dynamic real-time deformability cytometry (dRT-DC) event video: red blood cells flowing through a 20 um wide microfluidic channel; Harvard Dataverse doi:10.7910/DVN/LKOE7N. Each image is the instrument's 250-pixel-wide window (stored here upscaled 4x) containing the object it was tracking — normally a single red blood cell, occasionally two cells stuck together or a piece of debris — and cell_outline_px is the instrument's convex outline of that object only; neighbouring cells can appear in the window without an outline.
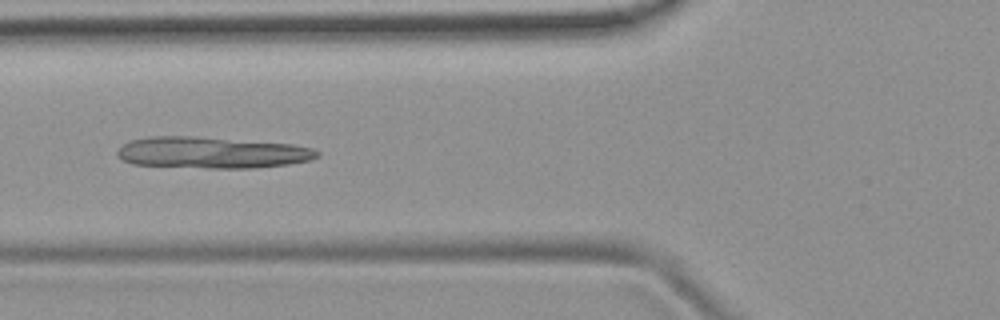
{"species": "common noctule bat (a hibernating species)", "species_latin": "Nyctalus noctula", "temperature_condition": "room temperature", "stored_images_in_passage": 51, "camera_frame_rate_fps": 3000, "um_per_image_px": 0.085, "animal": {"sex": "female", "body_mass_g": 19.9}, "frame": {"image": 1, "passage_image": 19, "time_ms": 6.0, "image_size_px": [1000, 320], "cell_outline_px": [[320, 156], [312, 160], [288, 164], [252, 168], [204, 168], [132, 164], [116, 156], [116, 152], [128, 140], [148, 136], [196, 136], [292, 144], [312, 148], [320, 152]], "centroid_in_image_um": [18.0, 12.97], "position_along_channel_um": 107.8, "area_um2": 36.88}}
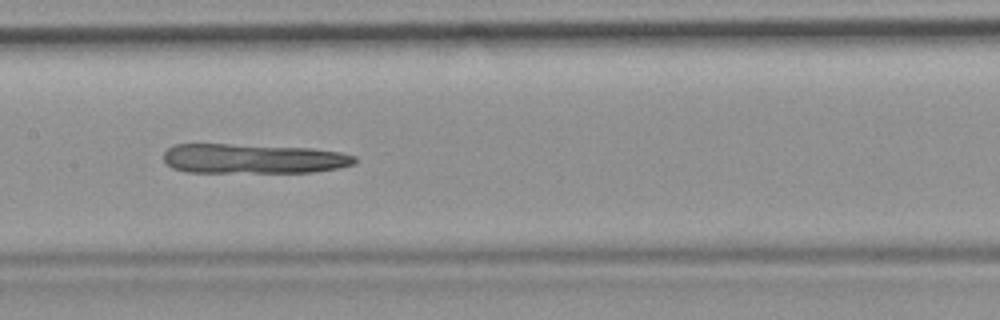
{"frame": {"image": 2, "passage_image": 25, "time_ms": 8.0, "image_size_px": [1000, 320], "cell_outline_px": [[356, 164], [340, 168], [312, 172], [184, 172], [172, 168], [164, 160], [164, 152], [172, 144], [228, 144], [312, 148], [340, 152], [356, 156]], "centroid_in_image_um": [21.53, 13.49], "position_along_channel_um": 185.9, "area_um2": 33.29}}
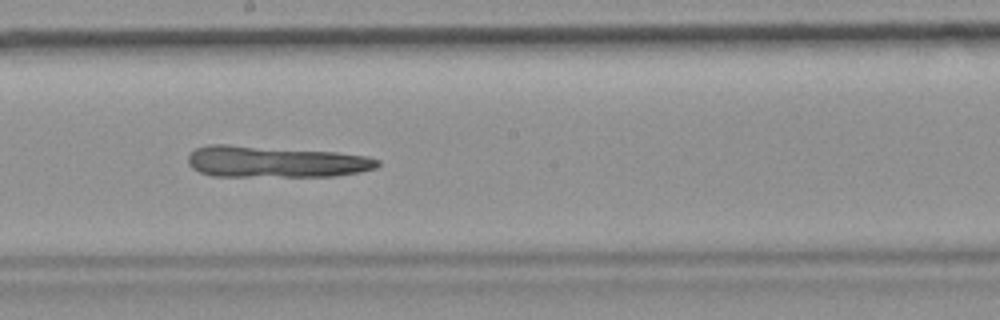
{"frame": {"image": 3, "passage_image": 28, "time_ms": 9.0, "image_size_px": [1000, 320], "cell_outline_px": [[380, 164], [376, 168], [360, 172], [336, 176], [212, 176], [200, 172], [192, 168], [188, 164], [188, 156], [196, 148], [208, 144], [228, 144], [336, 152], [368, 156], [380, 160]], "centroid_in_image_um": [23.41, 13.74], "position_along_channel_um": 224.8, "area_um2": 34.97}}